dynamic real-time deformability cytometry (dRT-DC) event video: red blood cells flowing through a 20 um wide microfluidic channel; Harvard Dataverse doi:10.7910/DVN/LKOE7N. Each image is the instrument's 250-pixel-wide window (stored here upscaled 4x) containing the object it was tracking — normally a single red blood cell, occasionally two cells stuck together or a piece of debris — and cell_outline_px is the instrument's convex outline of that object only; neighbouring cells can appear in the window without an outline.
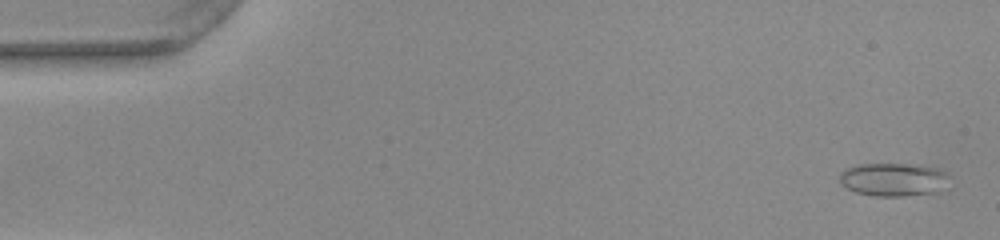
{"species": "common noctule bat (a hibernating species)", "species_latin": "Nyctalus noctula", "temperature_condition": "warm", "stored_images_in_passage": 52, "camera_frame_rate_fps": 3000, "um_per_image_px": 0.085, "animal": {"sex": "female", "body_mass_g": 22.0, "forearm_length_mm": 56.7}, "frame": {"image": 1, "passage_image": 2, "time_ms": 0.333, "image_size_px": [1000, 240], "cell_outline_px": [[948, 176], [936, 192], [904, 196], [872, 196], [856, 192], [840, 184], [840, 172], [844, 168], [856, 164], [912, 164], [944, 168], [948, 172]], "centroid_in_image_um": [75.89, 15.23], "position_along_channel_um": 9.1, "area_um2": 21.33}}
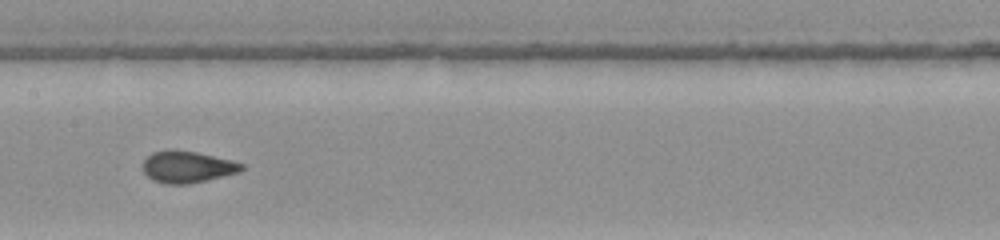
{"frame": {"image": 2, "passage_image": 26, "time_ms": 8.333, "image_size_px": [1000, 240], "cell_outline_px": [[244, 168], [240, 172], [188, 184], [164, 184], [152, 180], [144, 172], [144, 160], [152, 152], [168, 148], [196, 152], [232, 160], [244, 164]], "centroid_in_image_um": [15.91, 14.17], "position_along_channel_um": 191.5, "area_um2": 18.32}}
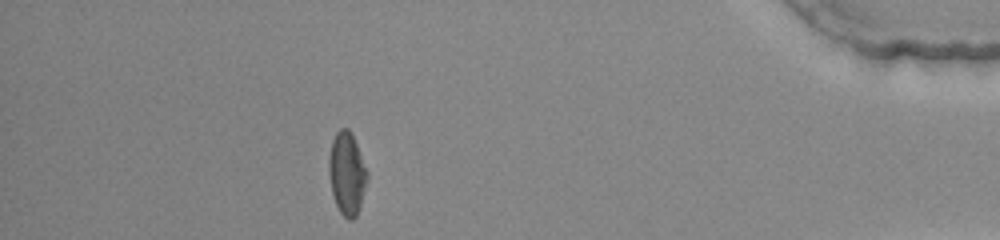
{"frame": {"image": 3, "passage_image": 46, "time_ms": 15.0, "image_size_px": [1000, 240], "cell_outline_px": [[368, 180], [356, 216], [352, 220], [348, 220], [340, 212], [336, 204], [332, 192], [328, 172], [328, 156], [332, 140], [336, 132], [340, 128], [348, 128], [356, 144], [368, 172]], "centroid_in_image_um": [29.47, 14.74], "position_along_channel_um": 405.7, "area_um2": 18.38}, "authors_computed_cell_mechanics": {"area_um2": 18.3804, "velocity_mm_per_s": 3.9724, "shape_relaxation_time_tau1_ms": 7.3187, "shape_relaxation_time_tau2_ms": null, "deformation_change_tau1": 0.1803, "deformation_change_tau2": null}}